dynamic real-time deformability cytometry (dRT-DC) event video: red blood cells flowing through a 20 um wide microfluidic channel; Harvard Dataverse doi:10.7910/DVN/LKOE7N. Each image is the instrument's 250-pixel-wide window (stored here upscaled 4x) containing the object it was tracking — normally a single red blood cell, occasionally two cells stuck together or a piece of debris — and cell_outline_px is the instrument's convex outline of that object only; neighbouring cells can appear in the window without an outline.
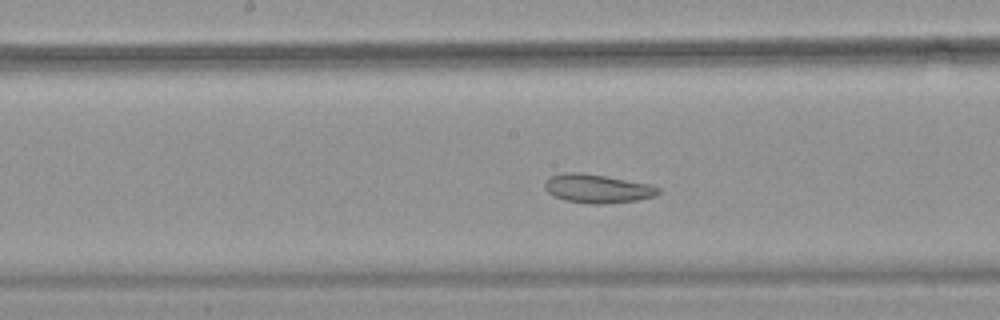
{"species": "common noctule bat (a hibernating species)", "species_latin": "Nyctalus noctula", "temperature_condition": "warm", "stored_images_in_passage": 46, "segment_of_instrument_passage": [1, 2], "camera_frame_rate_fps": 3000, "um_per_image_px": 0.085, "animal": {"sex": "female", "body_mass_g": 18.4}, "frame": {"image": 1, "passage_image": 19, "time_ms": 6.0, "image_size_px": [1000, 320], "cell_outline_px": [[660, 192], [656, 196], [636, 200], [604, 204], [588, 204], [564, 200], [552, 196], [544, 188], [544, 180], [548, 176], [564, 172], [580, 172], [652, 184], [660, 188]], "centroid_in_image_um": [50.74, 16.03], "position_along_channel_um": 197.5, "area_um2": 19.31}}
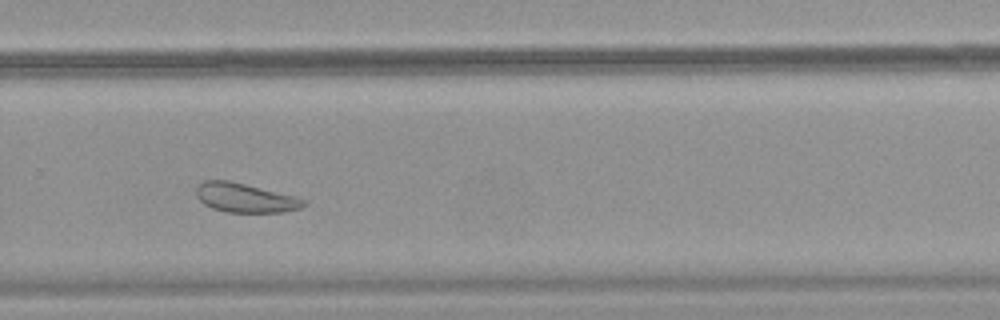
{"frame": {"image": 2, "passage_image": 28, "time_ms": 9.0, "image_size_px": [1000, 320], "cell_outline_px": [[308, 204], [300, 208], [284, 212], [224, 212], [212, 208], [204, 204], [196, 196], [196, 188], [204, 180], [228, 180], [296, 196], [308, 200]], "centroid_in_image_um": [20.87, 16.82], "position_along_channel_um": 308.9, "area_um2": 18.38}}
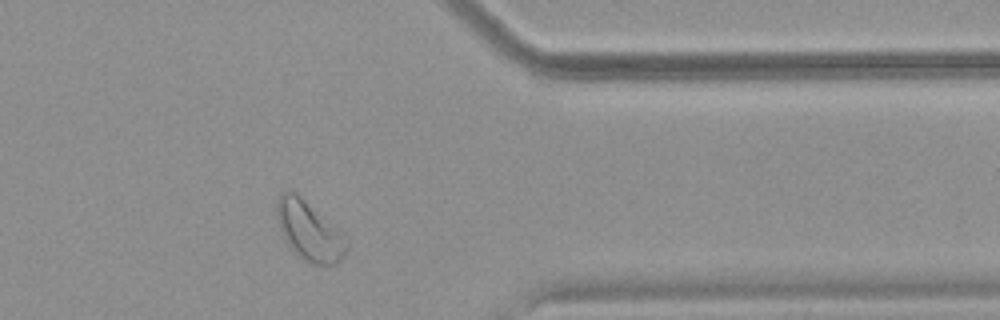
{"frame": {"image": 3, "passage_image": 35, "time_ms": 11.333, "image_size_px": [1000, 320], "cell_outline_px": [[348, 248], [344, 256], [336, 264], [316, 264], [308, 260], [280, 232], [276, 216], [276, 200], [284, 192], [292, 192], [300, 196], [348, 240]], "centroid_in_image_um": [26.29, 19.6], "position_along_channel_um": 385.1, "area_um2": 22.6}}